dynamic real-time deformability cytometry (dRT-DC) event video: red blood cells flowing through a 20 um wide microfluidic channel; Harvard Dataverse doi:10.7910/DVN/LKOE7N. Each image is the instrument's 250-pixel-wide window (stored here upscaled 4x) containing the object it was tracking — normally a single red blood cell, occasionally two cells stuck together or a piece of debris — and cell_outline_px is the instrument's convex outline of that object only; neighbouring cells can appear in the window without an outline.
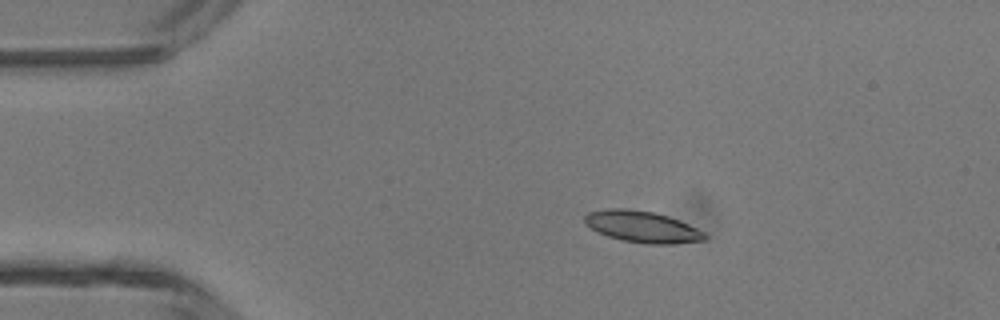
{"species": "common noctule bat (a hibernating species)", "species_latin": "Nyctalus noctula", "temperature_condition": "room temperature", "stored_images_in_passage": 39, "camera_frame_rate_fps": 3000, "um_per_image_px": 0.085, "animal": {"sex": "male", "body_mass_g": 13.3}, "frame": {"image": 1, "passage_image": 1, "time_ms": 0.0, "image_size_px": [1000, 320], "cell_outline_px": [[708, 236], [704, 240], [676, 244], [644, 244], [620, 240], [608, 236], [584, 224], [584, 216], [588, 212], [608, 208], [628, 208], [652, 212], [668, 216], [688, 224], [704, 232]], "centroid_in_image_um": [54.58, 19.28], "position_along_channel_um": 30.4, "area_um2": 22.08}}
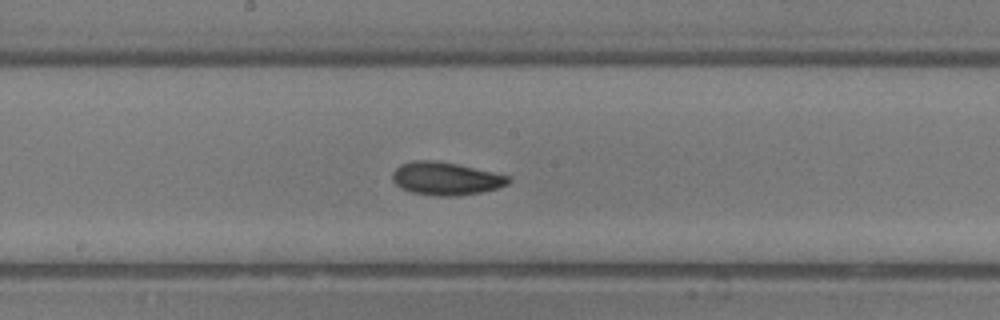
{"frame": {"image": 2, "passage_image": 17, "time_ms": 5.333, "image_size_px": [1000, 320], "cell_outline_px": [[512, 180], [508, 184], [500, 188], [480, 192], [456, 196], [432, 196], [412, 192], [400, 188], [392, 180], [392, 172], [400, 164], [412, 160], [436, 160], [456, 164], [492, 172], [508, 176]], "centroid_in_image_um": [37.86, 15.18], "position_along_channel_um": 210.3, "area_um2": 22.37}}
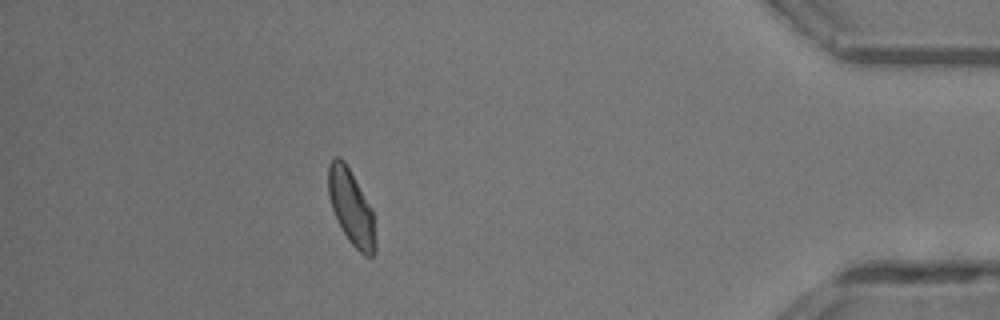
{"frame": {"image": 3, "passage_image": 34, "time_ms": 11.0, "image_size_px": [1000, 320], "cell_outline_px": [[376, 252], [372, 256], [364, 256], [348, 240], [332, 208], [328, 196], [328, 164], [332, 156], [340, 156], [344, 160], [372, 208], [376, 244]], "centroid_in_image_um": [29.85, 17.6], "position_along_channel_um": 405.4, "area_um2": 20.58}, "authors_computed_cell_mechanics": {"area_um2": 21.2126, "velocity_mm_per_s": 4.3518, "shape_relaxation_time_tau1_ms": 2.8982, "shape_relaxation_time_tau2_ms": 2.4557, "deformation_change_tau1": 0.116, "deformation_change_tau2": 0.0694}}